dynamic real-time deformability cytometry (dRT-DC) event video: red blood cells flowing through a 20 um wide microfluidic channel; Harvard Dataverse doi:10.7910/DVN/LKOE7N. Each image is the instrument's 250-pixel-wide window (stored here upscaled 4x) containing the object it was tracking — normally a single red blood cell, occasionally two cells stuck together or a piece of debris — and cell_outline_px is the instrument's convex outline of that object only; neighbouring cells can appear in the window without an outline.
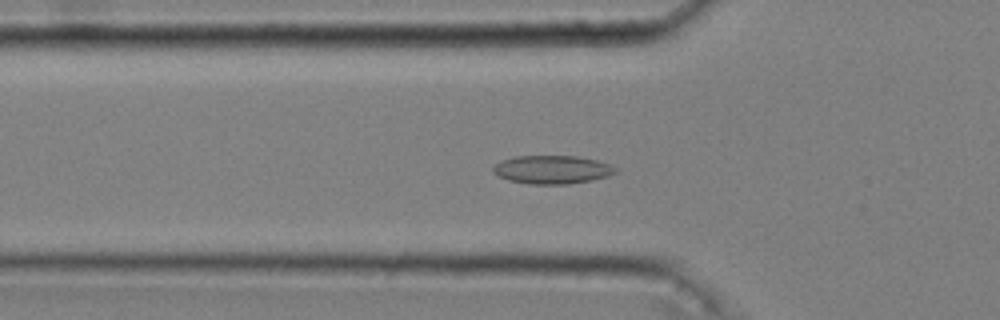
{"species": "common noctule bat (a hibernating species)", "species_latin": "Nyctalus noctula", "temperature_condition": "cold", "stored_images_in_passage": 49, "camera_frame_rate_fps": 3000, "um_per_image_px": 0.085, "animal": {"sex": "male", "body_mass_g": 20.4}, "frame": {"image": 1, "passage_image": 14, "time_ms": 4.333, "image_size_px": [1000, 320], "cell_outline_px": [[616, 172], [608, 176], [592, 180], [568, 184], [528, 184], [508, 180], [492, 172], [492, 168], [500, 160], [516, 156], [576, 156], [596, 160], [608, 164], [616, 168]], "centroid_in_image_um": [46.9, 14.42], "position_along_channel_um": 78.9, "area_um2": 20.17}}
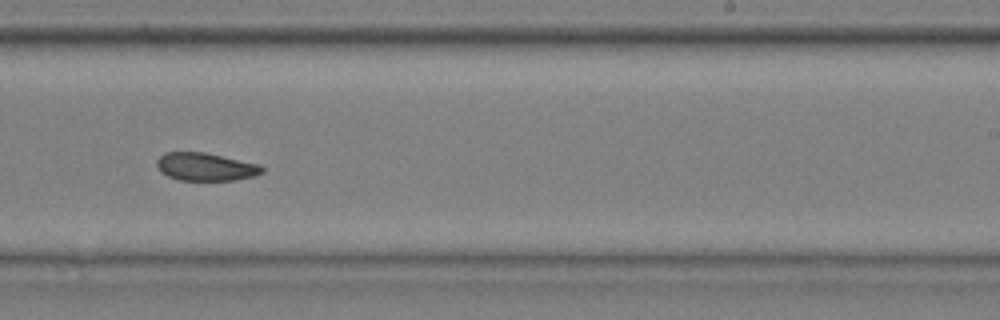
{"frame": {"image": 2, "passage_image": 30, "time_ms": 9.667, "image_size_px": [1000, 320], "cell_outline_px": [[264, 172], [256, 176], [236, 180], [180, 180], [168, 176], [160, 172], [156, 164], [156, 160], [164, 152], [204, 152], [260, 164], [264, 168]], "centroid_in_image_um": [17.49, 14.18], "position_along_channel_um": 271.5, "area_um2": 17.28}}
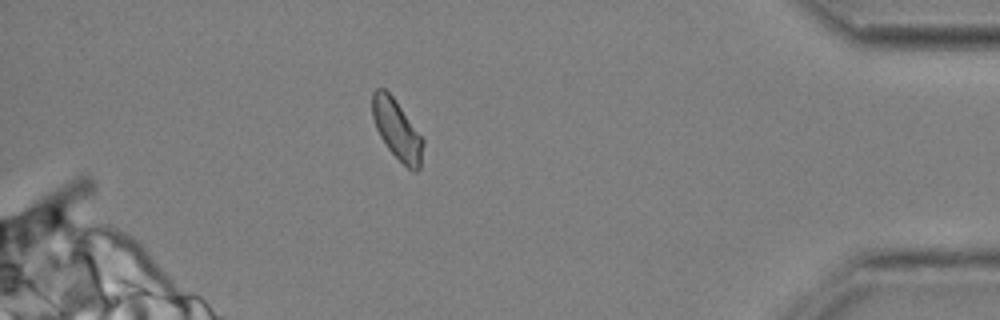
{"frame": {"image": 3, "passage_image": 44, "time_ms": 14.333, "image_size_px": [1000, 320], "cell_outline_px": [[424, 144], [420, 168], [416, 172], [412, 172], [388, 148], [380, 136], [376, 128], [372, 116], [372, 92], [376, 88], [384, 88], [392, 96], [424, 140]], "centroid_in_image_um": [33.74, 11.03], "position_along_channel_um": 401.5, "area_um2": 17.4}, "authors_computed_cell_mechanics": {"area_um2": 17.918, "velocity_mm_per_s": 3.6121, "shape_relaxation_time_tau1_ms": null, "shape_relaxation_time_tau2_ms": 4.9995, "deformation_change_tau1": null, "deformation_change_tau2": 0.0863}}